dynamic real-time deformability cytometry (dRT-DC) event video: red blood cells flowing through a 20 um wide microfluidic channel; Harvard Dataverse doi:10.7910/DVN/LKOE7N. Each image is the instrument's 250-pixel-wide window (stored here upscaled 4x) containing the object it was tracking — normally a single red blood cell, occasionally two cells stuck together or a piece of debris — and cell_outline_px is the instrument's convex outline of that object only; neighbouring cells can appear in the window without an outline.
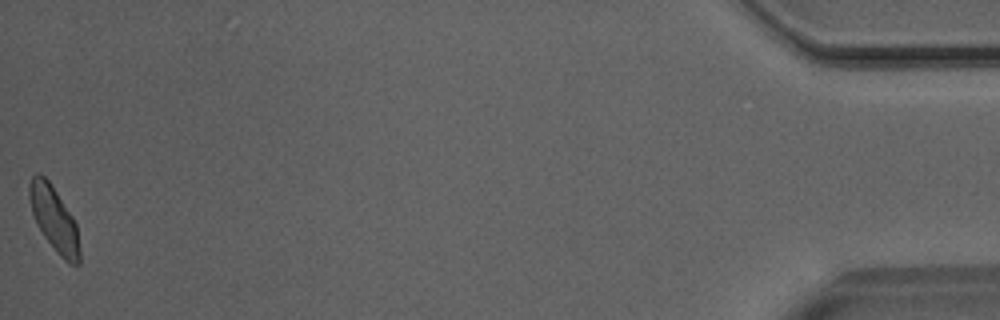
{"species": "Egyptian fruit bat (a non-hibernating species)", "species_latin": "Rousettus aegyptiacus", "temperature_condition": "room temperature", "stored_images_in_passage": 41, "camera_frame_rate_fps": 3000, "um_per_image_px": 0.085, "animal": {"sex": "male"}, "frame": {"image": 1, "passage_image": 41, "time_ms": 13.333, "image_size_px": [1000, 320], "cell_outline_px": [[80, 264], [72, 264], [64, 260], [60, 256], [44, 236], [36, 224], [32, 212], [28, 196], [28, 184], [32, 176], [36, 172], [40, 172], [48, 180], [72, 216], [76, 224], [80, 248]], "centroid_in_image_um": [4.58, 18.6], "position_along_channel_um": 430.6, "area_um2": 18.9}}